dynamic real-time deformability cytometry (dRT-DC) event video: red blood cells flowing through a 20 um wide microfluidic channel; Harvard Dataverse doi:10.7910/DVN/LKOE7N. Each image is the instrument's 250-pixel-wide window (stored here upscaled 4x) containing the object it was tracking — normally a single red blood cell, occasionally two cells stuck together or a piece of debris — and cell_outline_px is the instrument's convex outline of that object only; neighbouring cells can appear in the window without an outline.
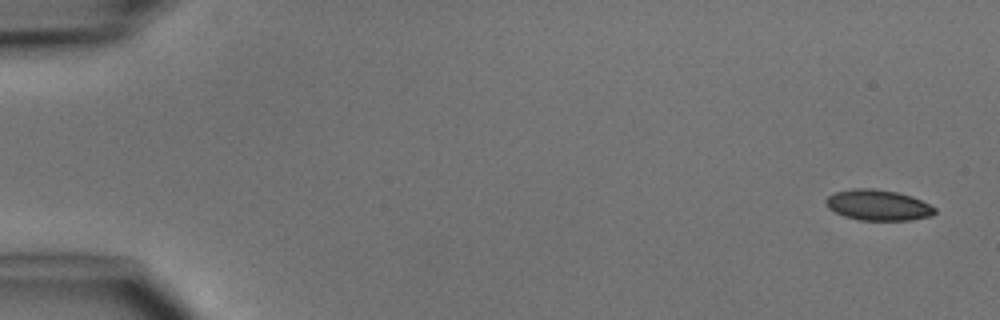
{"species": "common noctule bat (a hibernating species)", "species_latin": "Nyctalus noctula", "temperature_condition": "cold", "stored_images_in_passage": 6, "camera_frame_rate_fps": 3000, "um_per_image_px": 0.085, "animal": {"sex": "male", "body_mass_g": 15.6}, "frame": {"image": 1, "passage_image": 1, "time_ms": 0.0, "image_size_px": [1000, 320], "cell_outline_px": [[936, 212], [932, 216], [912, 220], [860, 220], [844, 216], [828, 208], [824, 200], [828, 196], [836, 192], [852, 188], [872, 188], [896, 192], [912, 196], [936, 208]], "centroid_in_image_um": [74.63, 17.43], "position_along_channel_um": 10.4, "area_um2": 19.48}}
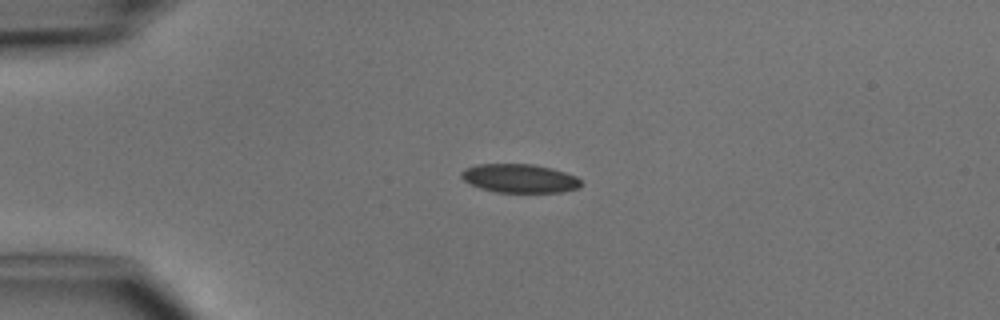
{"frame": {"image": 2, "passage_image": 4, "time_ms": 3.333, "image_size_px": [1000, 320], "cell_outline_px": [[580, 188], [560, 192], [496, 192], [480, 188], [464, 180], [460, 176], [460, 172], [464, 168], [476, 164], [532, 164], [564, 172], [576, 176], [580, 180]], "centroid_in_image_um": [44.13, 15.16], "position_along_channel_um": 40.9, "area_um2": 19.88}}